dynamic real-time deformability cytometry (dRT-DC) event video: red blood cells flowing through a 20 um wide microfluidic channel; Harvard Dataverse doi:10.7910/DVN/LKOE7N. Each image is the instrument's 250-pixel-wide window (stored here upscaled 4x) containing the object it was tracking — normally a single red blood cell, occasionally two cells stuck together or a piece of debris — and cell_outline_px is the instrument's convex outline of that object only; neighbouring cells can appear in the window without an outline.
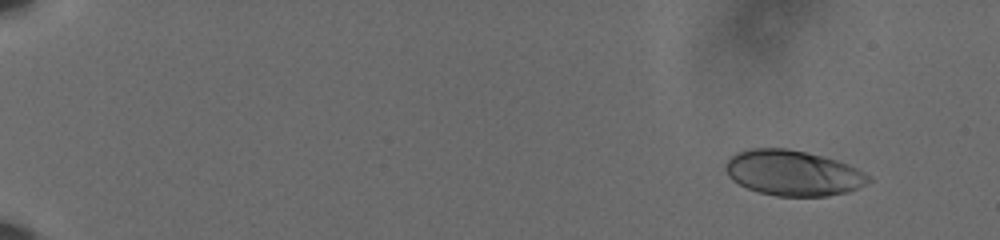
{"species": "human", "species_latin": "Homo sapiens", "temperature_condition": "cold", "stored_images_in_passage": 56, "camera_frame_rate_fps": 3000, "um_per_image_px": 0.085, "donor": {"sex": "male"}, "frame": {"image": 1, "passage_image": 2, "time_ms": 0.333, "image_size_px": [1000, 240], "cell_outline_px": [[872, 180], [848, 192], [828, 196], [776, 196], [760, 192], [748, 188], [732, 180], [728, 176], [724, 168], [724, 164], [736, 152], [752, 148], [788, 148], [836, 160], [848, 164], [872, 176]], "centroid_in_image_um": [67.39, 14.7], "position_along_channel_um": 17.6, "area_um2": 37.74}}
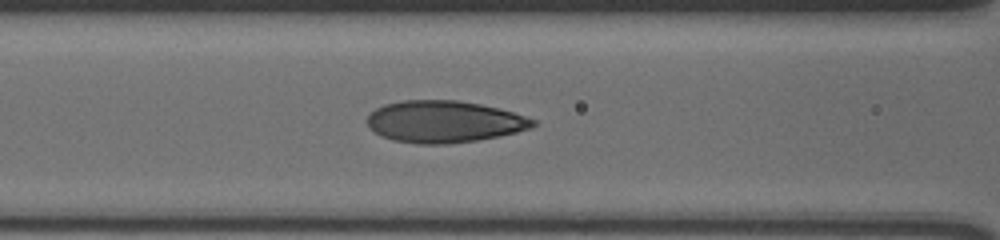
{"frame": {"image": 2, "passage_image": 25, "time_ms": 8.0, "image_size_px": [1000, 240], "cell_outline_px": [[536, 124], [532, 128], [500, 136], [476, 140], [448, 144], [416, 144], [392, 140], [380, 136], [372, 132], [368, 128], [368, 116], [376, 108], [384, 104], [404, 100], [456, 100], [480, 104], [512, 112], [536, 120]], "centroid_in_image_um": [37.71, 10.35], "position_along_channel_um": 128.9, "area_um2": 40.52}}
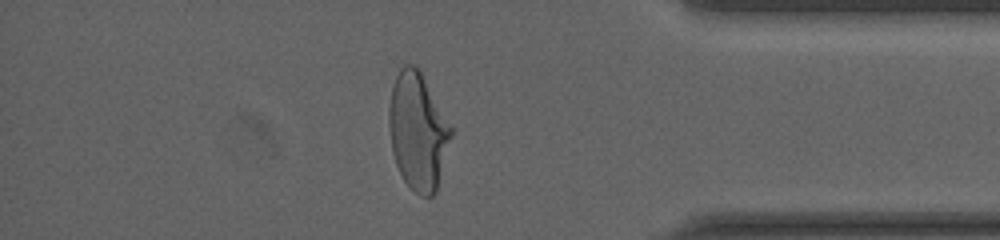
{"frame": {"image": 3, "passage_image": 49, "time_ms": 16.0, "image_size_px": [1000, 240], "cell_outline_px": [[452, 136], [436, 192], [432, 196], [420, 196], [404, 180], [396, 164], [392, 152], [388, 124], [388, 108], [392, 88], [396, 76], [400, 68], [404, 64], [416, 64], [452, 128]], "centroid_in_image_um": [35.5, 11.15], "position_along_channel_um": 399.7, "area_um2": 42.08}, "authors_computed_cell_mechanics": {"area_um2": 39.4196, "velocity_mm_per_s": 3.6033, "shape_relaxation_time_tau1_ms": 4.0663, "shape_relaxation_time_tau2_ms": 0.8582, "deformation_change_tau1": 0.1791, "deformation_change_tau2": 0.0634}}